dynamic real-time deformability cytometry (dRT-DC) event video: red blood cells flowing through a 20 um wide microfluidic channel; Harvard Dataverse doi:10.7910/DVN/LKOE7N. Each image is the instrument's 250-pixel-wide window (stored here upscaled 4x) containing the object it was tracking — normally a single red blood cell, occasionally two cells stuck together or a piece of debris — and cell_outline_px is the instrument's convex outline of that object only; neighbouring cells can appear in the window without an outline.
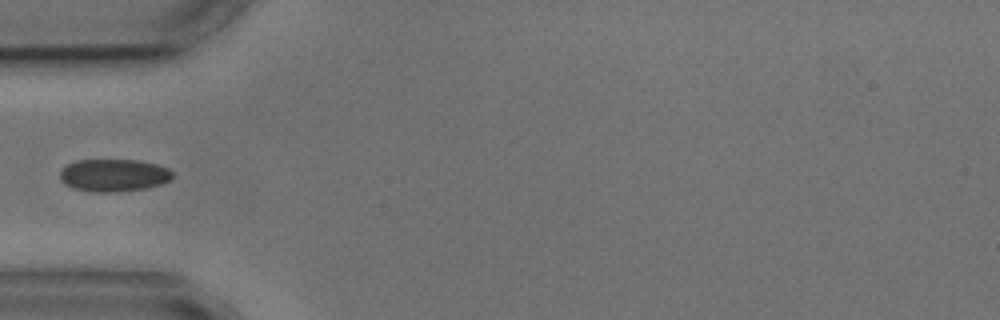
{"species": "common noctule bat (a hibernating species)", "species_latin": "Nyctalus noctula", "temperature_condition": "cold", "stored_images_in_passage": 1, "camera_frame_rate_fps": 3000, "um_per_image_px": 0.085, "animal": {"sex": "male", "body_mass_g": 17.9, "forearm_length_mm": 54.2}, "frame": {"image": 1, "passage_image": 1, "time_ms": 0.0, "image_size_px": [1000, 320], "cell_outline_px": [[172, 176], [168, 180], [160, 184], [144, 188], [116, 192], [92, 192], [72, 188], [64, 184], [60, 180], [60, 172], [68, 164], [76, 160], [140, 160], [156, 164], [168, 168], [172, 172]], "centroid_in_image_um": [9.63, 14.89], "position_along_channel_um": 75.4, "area_um2": 21.27}}